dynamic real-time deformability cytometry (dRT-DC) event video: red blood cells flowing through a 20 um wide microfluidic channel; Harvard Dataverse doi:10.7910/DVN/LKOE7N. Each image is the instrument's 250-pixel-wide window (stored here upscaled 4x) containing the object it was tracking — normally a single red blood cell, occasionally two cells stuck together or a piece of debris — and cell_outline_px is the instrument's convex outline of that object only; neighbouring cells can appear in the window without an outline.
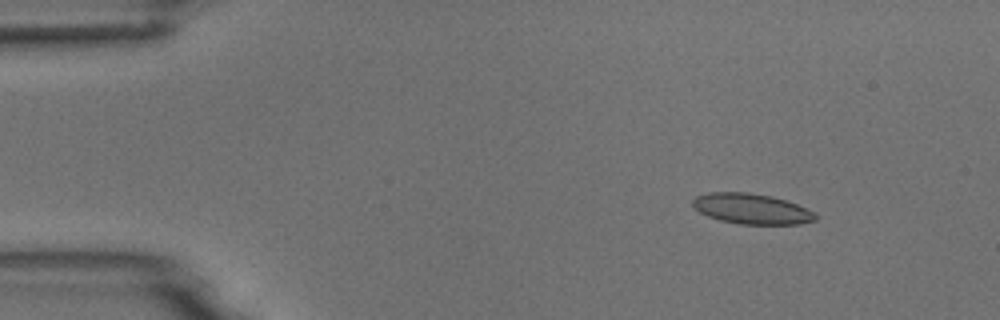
{"species": "common noctule bat (a hibernating species)", "species_latin": "Nyctalus noctula", "temperature_condition": "room temperature", "stored_images_in_passage": 9, "camera_frame_rate_fps": 3000, "um_per_image_px": 0.085, "animal": {"sex": "male", "body_mass_g": 18.8}, "frame": {"image": 1, "passage_image": 2, "time_ms": 1.333, "image_size_px": [1000, 320], "cell_outline_px": [[816, 220], [800, 224], [740, 224], [720, 220], [708, 216], [700, 212], [692, 204], [692, 200], [696, 196], [712, 192], [748, 192], [772, 196], [796, 204], [816, 212]], "centroid_in_image_um": [63.9, 17.75], "position_along_channel_um": 21.1, "area_um2": 21.68}}
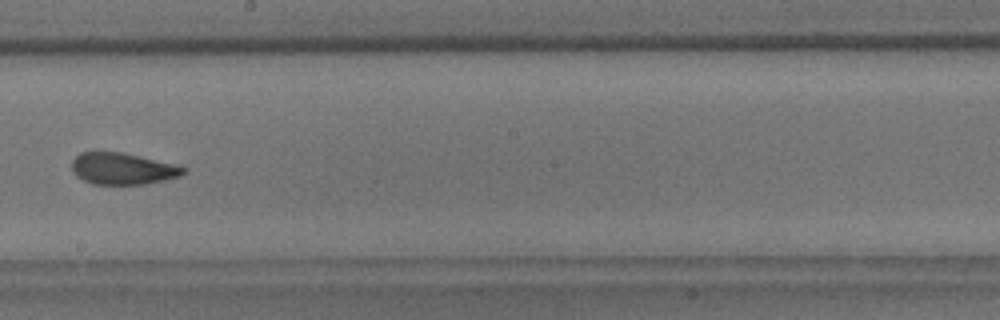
{"frame": {"image": 2, "passage_image": 9, "time_ms": 9.333, "image_size_px": [1000, 320], "cell_outline_px": [[184, 172], [180, 176], [164, 180], [144, 184], [92, 184], [76, 176], [72, 168], [72, 160], [80, 152], [120, 152], [140, 156], [172, 164], [184, 168]], "centroid_in_image_um": [10.37, 14.34], "position_along_channel_um": 237.8, "area_um2": 20.23}}